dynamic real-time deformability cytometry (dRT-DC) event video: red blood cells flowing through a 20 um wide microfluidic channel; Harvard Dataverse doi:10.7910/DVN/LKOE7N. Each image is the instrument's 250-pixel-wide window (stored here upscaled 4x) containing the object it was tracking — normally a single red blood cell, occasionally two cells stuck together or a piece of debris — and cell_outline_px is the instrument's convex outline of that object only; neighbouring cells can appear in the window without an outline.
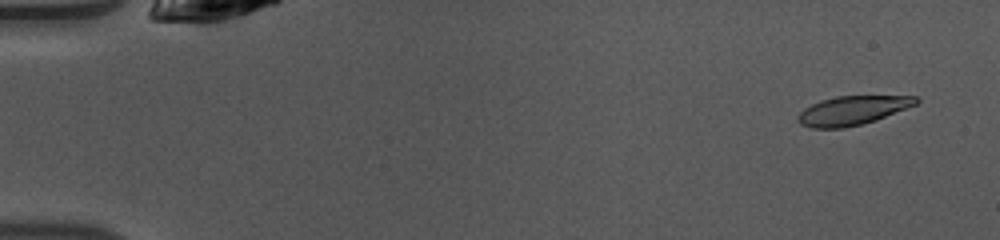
{"species": "common noctule bat (a hibernating species)", "species_latin": "Nyctalus noctula", "temperature_condition": "warm", "stored_images_in_passage": 48, "camera_frame_rate_fps": 3000, "um_per_image_px": 0.085, "animal": {"sex": "female", "body_mass_g": 10.0, "forearm_length_mm": 53.1}, "frame": {"image": 1, "passage_image": 3, "time_ms": 0.667, "image_size_px": [1000, 240], "cell_outline_px": [[920, 100], [916, 104], [876, 120], [844, 128], [812, 128], [800, 124], [796, 120], [796, 116], [804, 108], [820, 100], [836, 96], [920, 96]], "centroid_in_image_um": [72.43, 9.38], "position_along_channel_um": 12.6, "area_um2": 19.94}}
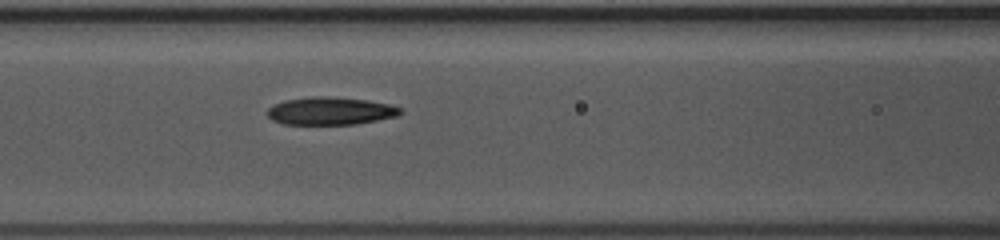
{"frame": {"image": 2, "passage_image": 21, "time_ms": 6.667, "image_size_px": [1000, 240], "cell_outline_px": [[404, 112], [400, 116], [356, 124], [284, 124], [272, 120], [268, 116], [268, 108], [272, 104], [284, 100], [312, 96], [328, 96], [368, 100], [388, 104], [400, 108]], "centroid_in_image_um": [28.09, 9.43], "position_along_channel_um": 138.5, "area_um2": 21.68}}
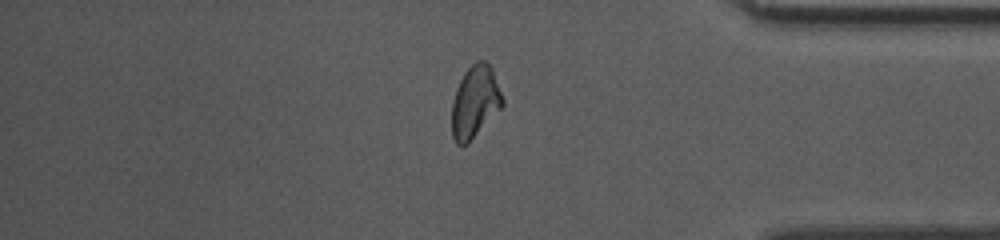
{"frame": {"image": 3, "passage_image": 41, "time_ms": 13.333, "image_size_px": [1000, 240], "cell_outline_px": [[504, 104], [468, 144], [456, 144], [452, 136], [452, 100], [456, 88], [464, 72], [476, 60], [484, 60], [492, 68], [504, 100]], "centroid_in_image_um": [40.36, 8.65], "position_along_channel_um": 394.8, "area_um2": 21.27}, "authors_computed_cell_mechanics": {"area_um2": 21.4149, "velocity_mm_per_s": 4.1298, "shape_relaxation_time_tau1_ms": 3.7583, "shape_relaxation_time_tau2_ms": 2.5324, "deformation_change_tau1": 0.1733, "deformation_change_tau2": 0.102}}